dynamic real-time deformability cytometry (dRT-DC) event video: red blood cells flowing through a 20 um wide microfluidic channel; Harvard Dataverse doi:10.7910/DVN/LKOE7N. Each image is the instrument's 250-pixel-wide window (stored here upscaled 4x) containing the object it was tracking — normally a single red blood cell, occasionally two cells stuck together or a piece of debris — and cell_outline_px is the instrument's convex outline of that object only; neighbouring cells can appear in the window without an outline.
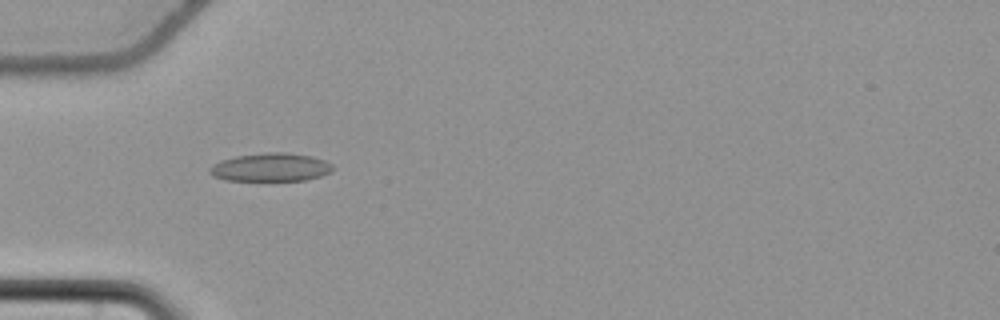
{"species": "common noctule bat (a hibernating species)", "species_latin": "Nyctalus noctula", "temperature_condition": "cold", "stored_images_in_passage": 57, "camera_frame_rate_fps": 3000, "um_per_image_px": 0.085, "animal": {"sex": "female", "body_mass_g": 22.7, "forearm_length_mm": 54.2}, "frame": {"image": 1, "passage_image": 19, "time_ms": 6.0, "image_size_px": [1000, 320], "cell_outline_px": [[332, 172], [320, 176], [304, 180], [224, 180], [212, 176], [208, 172], [208, 168], [212, 164], [220, 160], [236, 156], [264, 152], [284, 152], [312, 156], [324, 160], [332, 164]], "centroid_in_image_um": [22.96, 14.21], "position_along_channel_um": 62.0, "area_um2": 20.4}}
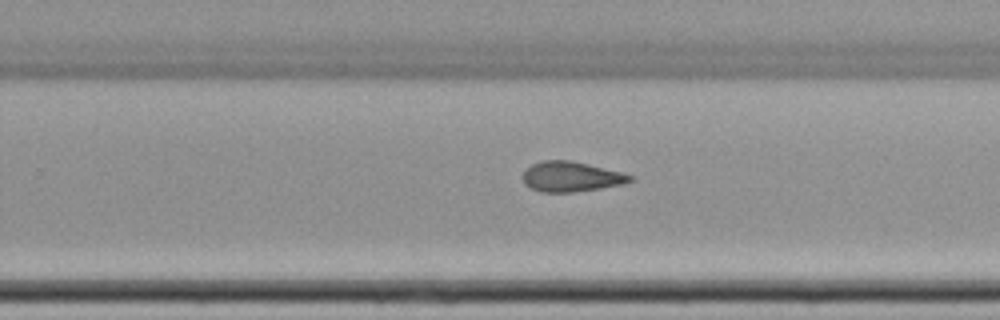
{"frame": {"image": 2, "passage_image": 37, "time_ms": 12.0, "image_size_px": [1000, 320], "cell_outline_px": [[636, 176], [632, 180], [624, 184], [600, 188], [572, 192], [540, 192], [524, 184], [524, 172], [532, 164], [544, 160], [572, 160], [624, 172]], "centroid_in_image_um": [48.61, 15.01], "position_along_channel_um": 281.2, "area_um2": 18.9}}
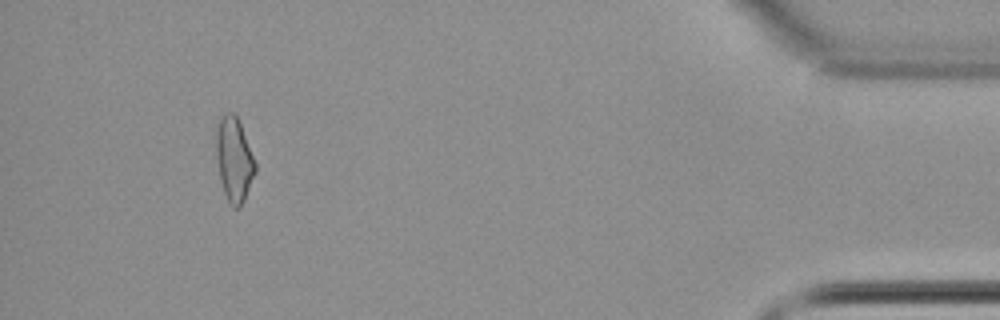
{"frame": {"image": 3, "passage_image": 53, "time_ms": 17.333, "image_size_px": [1000, 320], "cell_outline_px": [[256, 172], [244, 200], [240, 208], [232, 208], [224, 192], [220, 180], [216, 160], [216, 128], [220, 116], [224, 112], [232, 112], [236, 116], [240, 124], [256, 164]], "centroid_in_image_um": [19.88, 13.56], "position_along_channel_um": 415.3, "area_um2": 19.19}, "authors_computed_cell_mechanics": {"area_um2": 19.363, "velocity_mm_per_s": 3.7232, "shape_relaxation_time_tau1_ms": null, "shape_relaxation_time_tau2_ms": 4.1762, "deformation_change_tau1": null, "deformation_change_tau2": 0.0834}}